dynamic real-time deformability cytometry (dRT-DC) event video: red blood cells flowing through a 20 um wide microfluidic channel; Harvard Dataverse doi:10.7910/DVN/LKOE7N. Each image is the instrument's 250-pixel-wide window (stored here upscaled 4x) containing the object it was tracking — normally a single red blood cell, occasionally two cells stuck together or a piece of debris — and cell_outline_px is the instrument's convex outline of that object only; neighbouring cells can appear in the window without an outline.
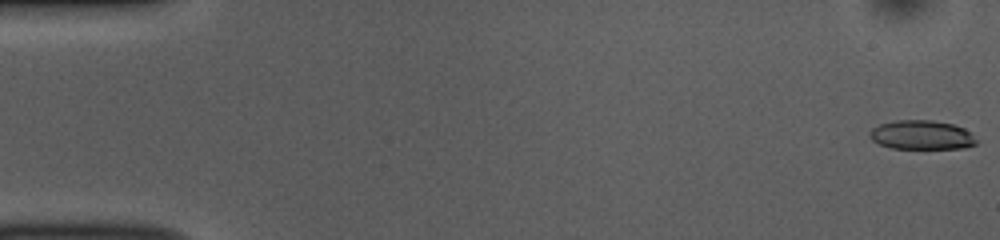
{"species": "common noctule bat (a hibernating species)", "species_latin": "Nyctalus noctula", "temperature_condition": "room temperature", "stored_images_in_passage": 52, "camera_frame_rate_fps": 3000, "um_per_image_px": 0.085, "animal": {"sex": "female", "body_mass_g": 10.0, "forearm_length_mm": 53.1}, "frame": {"image": 1, "passage_image": 1, "time_ms": 0.0, "image_size_px": [1000, 240], "cell_outline_px": [[976, 144], [964, 148], [892, 148], [880, 144], [872, 140], [868, 136], [868, 132], [872, 128], [880, 124], [896, 120], [932, 120], [952, 124], [964, 128], [976, 140]], "centroid_in_image_um": [78.29, 11.46], "position_along_channel_um": 6.7, "area_um2": 17.98}}
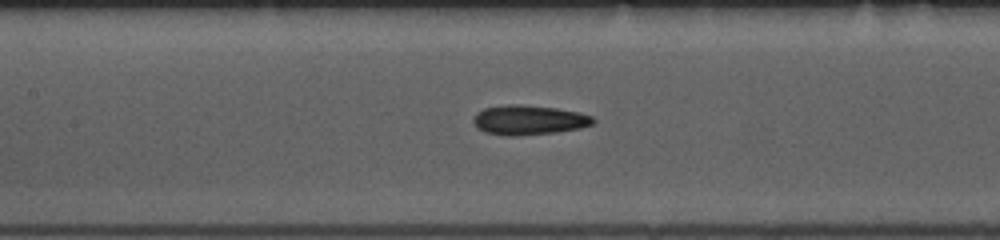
{"frame": {"image": 2, "passage_image": 24, "time_ms": 7.667, "image_size_px": [1000, 240], "cell_outline_px": [[596, 120], [592, 124], [580, 128], [556, 132], [516, 136], [504, 136], [484, 132], [476, 128], [472, 120], [476, 112], [484, 108], [508, 104], [520, 104], [556, 108], [580, 112], [592, 116]], "centroid_in_image_um": [44.92, 10.2], "position_along_channel_um": 162.5, "area_um2": 20.92}}
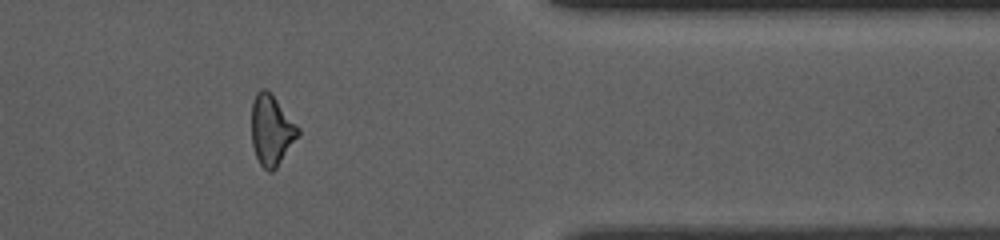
{"frame": {"image": 3, "passage_image": 43, "time_ms": 14.0, "image_size_px": [1000, 240], "cell_outline_px": [[300, 136], [276, 168], [272, 172], [268, 172], [260, 164], [256, 156], [252, 144], [252, 100], [256, 92], [260, 88], [264, 88], [276, 100], [300, 128]], "centroid_in_image_um": [23.08, 11.09], "position_along_channel_um": 388.3, "area_um2": 19.07}, "authors_computed_cell_mechanics": {"area_um2": 19.5075, "velocity_mm_per_s": 3.8619, "shape_relaxation_time_tau1_ms": 4.7241, "shape_relaxation_time_tau2_ms": 3.3641, "deformation_change_tau1": 0.1229, "deformation_change_tau2": 0.1232}}